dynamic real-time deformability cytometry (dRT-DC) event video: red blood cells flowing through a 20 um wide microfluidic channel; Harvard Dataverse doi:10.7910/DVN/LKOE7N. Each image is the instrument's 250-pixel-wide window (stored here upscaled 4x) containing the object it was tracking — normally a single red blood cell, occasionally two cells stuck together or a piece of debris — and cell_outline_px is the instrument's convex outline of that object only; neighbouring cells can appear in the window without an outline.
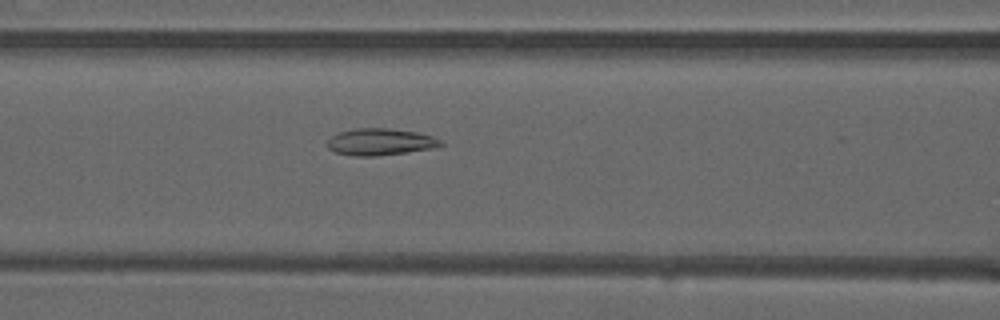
{"species": "common noctule bat (a hibernating species)", "species_latin": "Nyctalus noctula", "temperature_condition": "warm", "stored_images_in_passage": 35, "camera_frame_rate_fps": 3000, "um_per_image_px": 0.085, "animal": {"sex": "male", "forearm_length_mm": 52.5}, "frame": {"image": 1, "passage_image": 6, "time_ms": 1.667, "image_size_px": [1000, 320], "cell_outline_px": [[444, 144], [432, 148], [408, 152], [376, 156], [352, 156], [336, 152], [328, 148], [328, 140], [332, 136], [340, 132], [356, 128], [388, 128], [416, 132], [432, 136], [444, 140]], "centroid_in_image_um": [32.35, 12.06], "position_along_channel_um": 134.3, "area_um2": 17.69}}
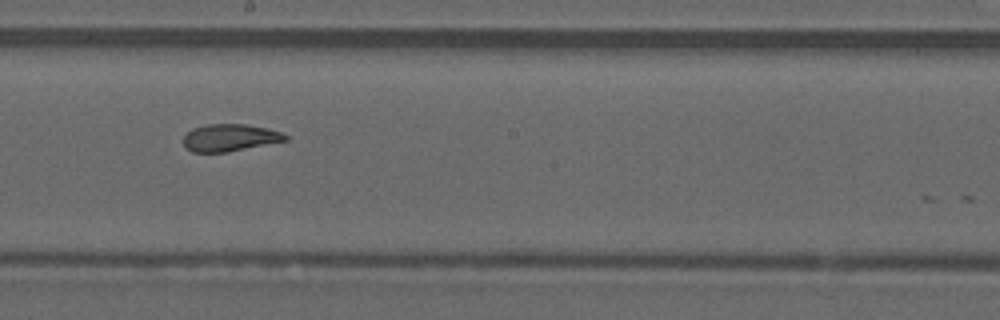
{"frame": {"image": 2, "passage_image": 13, "time_ms": 4.0, "image_size_px": [1000, 320], "cell_outline_px": [[288, 140], [228, 152], [192, 152], [184, 148], [184, 136], [192, 128], [208, 124], [244, 124], [268, 128], [280, 132], [288, 136]], "centroid_in_image_um": [19.52, 11.7], "position_along_channel_um": 228.7, "area_um2": 16.18}}
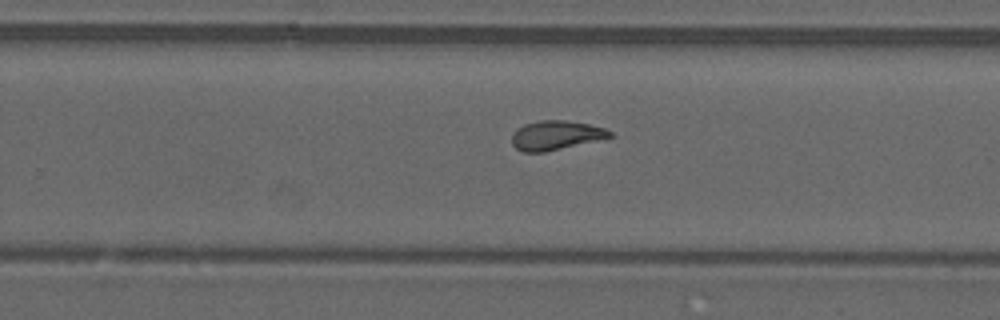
{"frame": {"image": 3, "passage_image": 17, "time_ms": 5.333, "image_size_px": [1000, 320], "cell_outline_px": [[612, 136], [604, 140], [544, 152], [524, 152], [516, 148], [512, 144], [512, 132], [516, 128], [524, 124], [540, 120], [564, 120], [588, 124], [604, 128], [612, 132]], "centroid_in_image_um": [47.26, 11.5], "position_along_channel_um": 282.5, "area_um2": 16.94}, "authors_computed_cell_mechanics": {"area_um2": 17.2822, "velocity_mm_per_s": 4.0516, "shape_relaxation_time_tau1_ms": null, "shape_relaxation_time_tau2_ms": 1.5829, "deformation_change_tau1": null, "deformation_change_tau2": 0.0902}}